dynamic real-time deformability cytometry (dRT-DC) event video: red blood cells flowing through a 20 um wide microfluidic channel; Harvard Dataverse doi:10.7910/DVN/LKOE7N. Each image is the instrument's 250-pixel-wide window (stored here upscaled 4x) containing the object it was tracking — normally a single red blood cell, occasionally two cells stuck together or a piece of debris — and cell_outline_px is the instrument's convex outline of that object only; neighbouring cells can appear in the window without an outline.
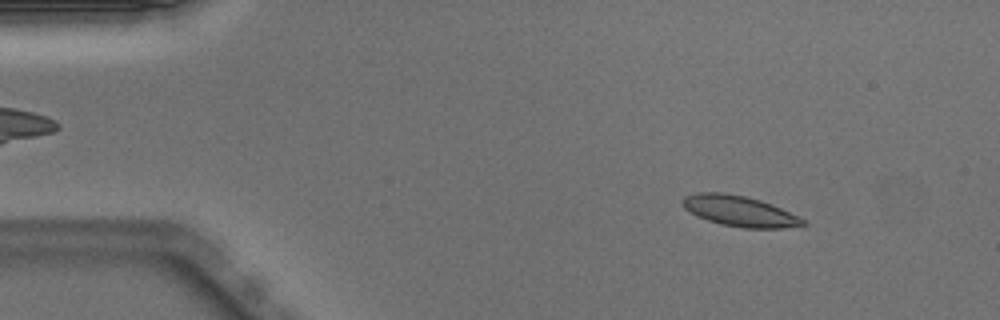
{"species": "Egyptian fruit bat (a non-hibernating species)", "species_latin": "Rousettus aegyptiacus", "temperature_condition": "warm", "stored_images_in_passage": 51, "camera_frame_rate_fps": 3000, "um_per_image_px": 0.085, "animal": {"sex": "male"}, "frame": {"image": 1, "passage_image": 6, "time_ms": 1.667, "image_size_px": [1000, 320], "cell_outline_px": [[808, 224], [784, 228], [744, 228], [720, 224], [696, 216], [684, 208], [680, 204], [680, 200], [684, 196], [696, 192], [724, 192], [744, 196], [760, 200], [772, 204], [804, 220]], "centroid_in_image_um": [62.78, 17.93], "position_along_channel_um": 22.2, "area_um2": 21.5}}
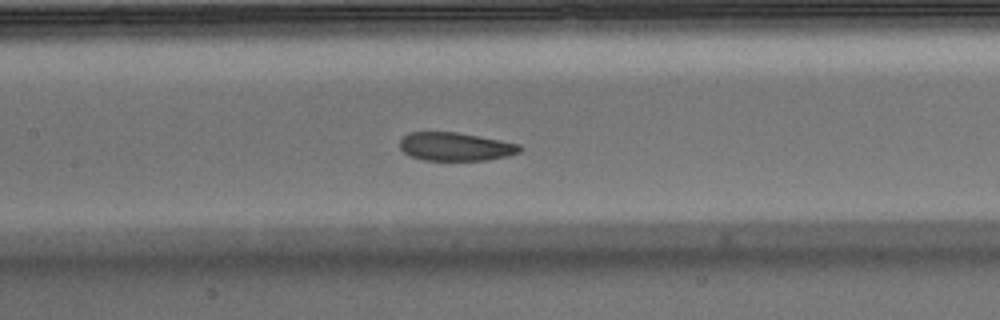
{"frame": {"image": 2, "passage_image": 23, "time_ms": 7.333, "image_size_px": [1000, 320], "cell_outline_px": [[524, 148], [520, 152], [508, 156], [484, 160], [424, 160], [412, 156], [404, 152], [400, 148], [400, 140], [408, 132], [456, 132], [500, 140], [520, 144]], "centroid_in_image_um": [38.74, 12.46], "position_along_channel_um": 168.7, "area_um2": 19.77}}
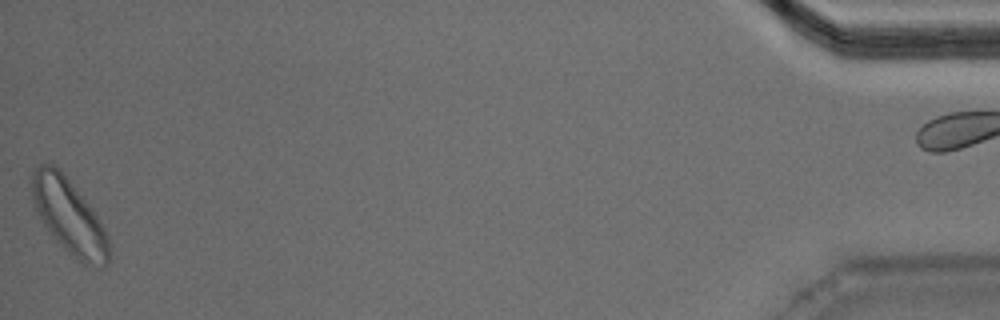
{"frame": {"image": 3, "passage_image": 50, "time_ms": 16.333, "image_size_px": [1000, 320], "cell_outline_px": [[108, 264], [100, 268], [84, 264], [68, 252], [48, 232], [32, 204], [28, 184], [32, 172], [40, 164], [52, 164], [60, 168], [92, 208], [104, 228], [108, 236]], "centroid_in_image_um": [5.81, 18.34], "position_along_channel_um": 429.4, "area_um2": 33.99}, "authors_computed_cell_mechanics": {"area_um2": 21.2704, "velocity_mm_per_s": 3.9524, "shape_relaxation_time_tau1_ms": 5.8805, "shape_relaxation_time_tau2_ms": 1.8965, "deformation_change_tau1": 0.1256, "deformation_change_tau2": 0.0716}}